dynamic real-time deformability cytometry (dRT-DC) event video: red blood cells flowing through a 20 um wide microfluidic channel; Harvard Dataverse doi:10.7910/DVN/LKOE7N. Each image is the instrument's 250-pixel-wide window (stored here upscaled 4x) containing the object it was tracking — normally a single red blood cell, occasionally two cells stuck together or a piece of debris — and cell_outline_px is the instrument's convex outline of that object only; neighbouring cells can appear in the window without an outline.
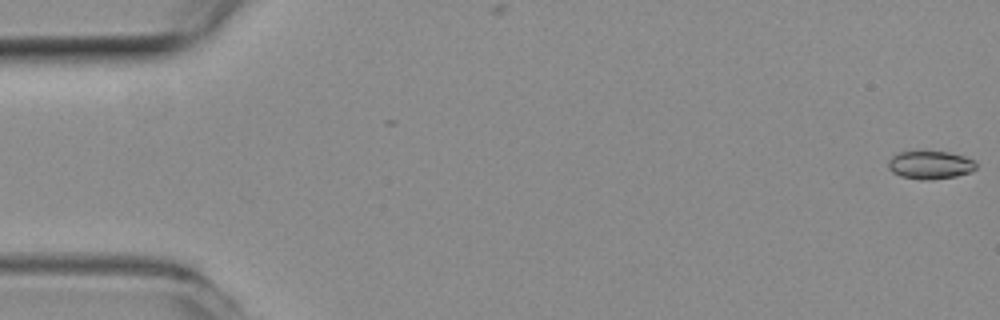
{"species": "common noctule bat (a hibernating species)", "species_latin": "Nyctalus noctula", "temperature_condition": "room temperature", "stored_images_in_passage": 33, "camera_frame_rate_fps": 3000, "um_per_image_px": 0.085, "animal": {"sex": "female", "body_mass_g": 19.3, "forearm_length_mm": 54.1}, "frame": {"image": 1, "passage_image": 1, "time_ms": 0.0, "image_size_px": [1000, 320], "cell_outline_px": [[976, 168], [972, 172], [956, 176], [928, 180], [920, 180], [900, 176], [892, 172], [888, 168], [888, 160], [892, 156], [900, 152], [948, 152], [964, 156], [976, 160]], "centroid_in_image_um": [79.08, 14.03], "position_along_channel_um": 5.9, "area_um2": 14.45}}
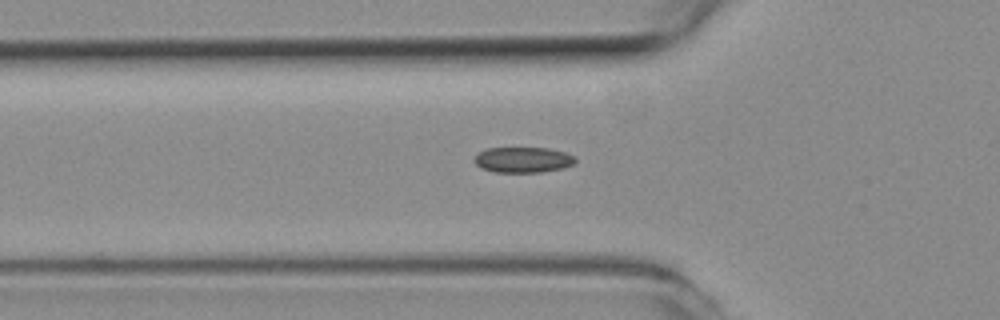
{"frame": {"image": 2, "passage_image": 19, "time_ms": 6.0, "image_size_px": [1000, 320], "cell_outline_px": [[576, 160], [572, 164], [564, 168], [540, 172], [492, 172], [480, 168], [472, 160], [480, 152], [488, 148], [548, 148], [564, 152], [576, 156]], "centroid_in_image_um": [44.45, 13.59], "position_along_channel_um": 81.4, "area_um2": 15.09}}
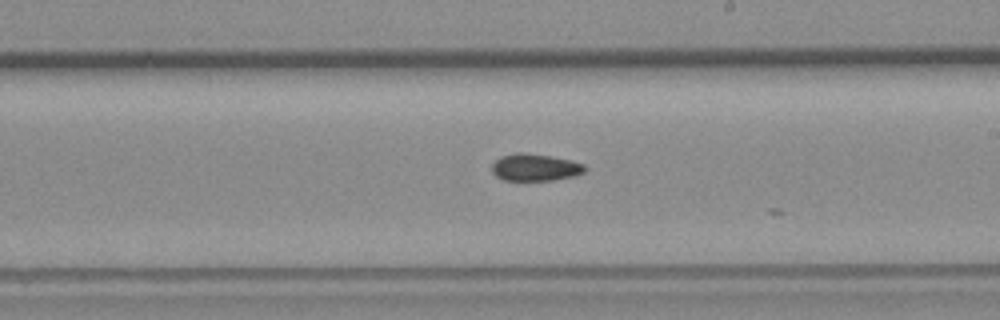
{"frame": {"image": 3, "passage_image": 32, "time_ms": 10.333, "image_size_px": [1000, 320], "cell_outline_px": [[588, 168], [584, 172], [576, 176], [552, 180], [504, 180], [496, 176], [492, 172], [492, 164], [500, 156], [516, 152], [524, 152], [552, 156], [572, 160], [584, 164]], "centroid_in_image_um": [45.51, 14.21], "position_along_channel_um": 243.5, "area_um2": 14.91}}